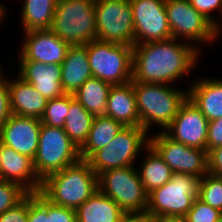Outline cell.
Returning a JSON list of instances; mask_svg holds the SVG:
<instances>
[{"instance_id":"obj_1","label":"cell","mask_w":222,"mask_h":222,"mask_svg":"<svg viewBox=\"0 0 222 222\" xmlns=\"http://www.w3.org/2000/svg\"><path fill=\"white\" fill-rule=\"evenodd\" d=\"M197 48L193 43L173 38L134 45L132 81L173 83L194 68L201 54Z\"/></svg>"},{"instance_id":"obj_2","label":"cell","mask_w":222,"mask_h":222,"mask_svg":"<svg viewBox=\"0 0 222 222\" xmlns=\"http://www.w3.org/2000/svg\"><path fill=\"white\" fill-rule=\"evenodd\" d=\"M97 190V174L87 160L80 159L46 177L39 193L54 205L76 209Z\"/></svg>"},{"instance_id":"obj_3","label":"cell","mask_w":222,"mask_h":222,"mask_svg":"<svg viewBox=\"0 0 222 222\" xmlns=\"http://www.w3.org/2000/svg\"><path fill=\"white\" fill-rule=\"evenodd\" d=\"M140 126L148 133L156 123L166 129L177 115L188 91L172 88L169 84L133 82Z\"/></svg>"},{"instance_id":"obj_4","label":"cell","mask_w":222,"mask_h":222,"mask_svg":"<svg viewBox=\"0 0 222 222\" xmlns=\"http://www.w3.org/2000/svg\"><path fill=\"white\" fill-rule=\"evenodd\" d=\"M50 30L70 46L97 40L94 0H58Z\"/></svg>"},{"instance_id":"obj_5","label":"cell","mask_w":222,"mask_h":222,"mask_svg":"<svg viewBox=\"0 0 222 222\" xmlns=\"http://www.w3.org/2000/svg\"><path fill=\"white\" fill-rule=\"evenodd\" d=\"M200 179L173 173L166 184L148 193L146 214L151 219L185 217L198 198Z\"/></svg>"},{"instance_id":"obj_6","label":"cell","mask_w":222,"mask_h":222,"mask_svg":"<svg viewBox=\"0 0 222 222\" xmlns=\"http://www.w3.org/2000/svg\"><path fill=\"white\" fill-rule=\"evenodd\" d=\"M92 76L111 85L132 81L133 47L94 40L86 44Z\"/></svg>"},{"instance_id":"obj_7","label":"cell","mask_w":222,"mask_h":222,"mask_svg":"<svg viewBox=\"0 0 222 222\" xmlns=\"http://www.w3.org/2000/svg\"><path fill=\"white\" fill-rule=\"evenodd\" d=\"M80 159L79 148L63 128L41 125L38 150L33 159L35 172L41 181Z\"/></svg>"},{"instance_id":"obj_8","label":"cell","mask_w":222,"mask_h":222,"mask_svg":"<svg viewBox=\"0 0 222 222\" xmlns=\"http://www.w3.org/2000/svg\"><path fill=\"white\" fill-rule=\"evenodd\" d=\"M147 134L141 126H125L108 145L96 151L87 161L97 176L107 170L134 166L138 154L149 145Z\"/></svg>"},{"instance_id":"obj_9","label":"cell","mask_w":222,"mask_h":222,"mask_svg":"<svg viewBox=\"0 0 222 222\" xmlns=\"http://www.w3.org/2000/svg\"><path fill=\"white\" fill-rule=\"evenodd\" d=\"M98 189L125 213H146L148 194L134 166L102 172L98 176Z\"/></svg>"},{"instance_id":"obj_10","label":"cell","mask_w":222,"mask_h":222,"mask_svg":"<svg viewBox=\"0 0 222 222\" xmlns=\"http://www.w3.org/2000/svg\"><path fill=\"white\" fill-rule=\"evenodd\" d=\"M97 40L135 45L130 0H95Z\"/></svg>"},{"instance_id":"obj_11","label":"cell","mask_w":222,"mask_h":222,"mask_svg":"<svg viewBox=\"0 0 222 222\" xmlns=\"http://www.w3.org/2000/svg\"><path fill=\"white\" fill-rule=\"evenodd\" d=\"M165 9L173 39L208 44L219 36L218 29L188 0H165Z\"/></svg>"},{"instance_id":"obj_12","label":"cell","mask_w":222,"mask_h":222,"mask_svg":"<svg viewBox=\"0 0 222 222\" xmlns=\"http://www.w3.org/2000/svg\"><path fill=\"white\" fill-rule=\"evenodd\" d=\"M149 144L158 152L173 173L202 178L208 173L207 151L188 147L168 137L162 130L149 136Z\"/></svg>"},{"instance_id":"obj_13","label":"cell","mask_w":222,"mask_h":222,"mask_svg":"<svg viewBox=\"0 0 222 222\" xmlns=\"http://www.w3.org/2000/svg\"><path fill=\"white\" fill-rule=\"evenodd\" d=\"M135 32V45L172 38L165 0H130Z\"/></svg>"},{"instance_id":"obj_14","label":"cell","mask_w":222,"mask_h":222,"mask_svg":"<svg viewBox=\"0 0 222 222\" xmlns=\"http://www.w3.org/2000/svg\"><path fill=\"white\" fill-rule=\"evenodd\" d=\"M208 119L187 97L172 123L163 132L171 139L207 151Z\"/></svg>"},{"instance_id":"obj_15","label":"cell","mask_w":222,"mask_h":222,"mask_svg":"<svg viewBox=\"0 0 222 222\" xmlns=\"http://www.w3.org/2000/svg\"><path fill=\"white\" fill-rule=\"evenodd\" d=\"M24 36L18 61L61 65L70 47L50 29L24 32Z\"/></svg>"},{"instance_id":"obj_16","label":"cell","mask_w":222,"mask_h":222,"mask_svg":"<svg viewBox=\"0 0 222 222\" xmlns=\"http://www.w3.org/2000/svg\"><path fill=\"white\" fill-rule=\"evenodd\" d=\"M41 119L12 114L0 129L3 145L34 159L38 150Z\"/></svg>"},{"instance_id":"obj_17","label":"cell","mask_w":222,"mask_h":222,"mask_svg":"<svg viewBox=\"0 0 222 222\" xmlns=\"http://www.w3.org/2000/svg\"><path fill=\"white\" fill-rule=\"evenodd\" d=\"M0 180L19 184L29 193L40 191L42 181L38 178L33 159L2 145Z\"/></svg>"},{"instance_id":"obj_18","label":"cell","mask_w":222,"mask_h":222,"mask_svg":"<svg viewBox=\"0 0 222 222\" xmlns=\"http://www.w3.org/2000/svg\"><path fill=\"white\" fill-rule=\"evenodd\" d=\"M19 77L48 100L65 94L61 84V65L44 64L37 61H18Z\"/></svg>"},{"instance_id":"obj_19","label":"cell","mask_w":222,"mask_h":222,"mask_svg":"<svg viewBox=\"0 0 222 222\" xmlns=\"http://www.w3.org/2000/svg\"><path fill=\"white\" fill-rule=\"evenodd\" d=\"M7 79L12 114L41 119L48 99L21 77Z\"/></svg>"},{"instance_id":"obj_20","label":"cell","mask_w":222,"mask_h":222,"mask_svg":"<svg viewBox=\"0 0 222 222\" xmlns=\"http://www.w3.org/2000/svg\"><path fill=\"white\" fill-rule=\"evenodd\" d=\"M105 116L113 118L124 126H140L133 81L122 85H112Z\"/></svg>"},{"instance_id":"obj_21","label":"cell","mask_w":222,"mask_h":222,"mask_svg":"<svg viewBox=\"0 0 222 222\" xmlns=\"http://www.w3.org/2000/svg\"><path fill=\"white\" fill-rule=\"evenodd\" d=\"M61 84L65 93L74 94L88 79L92 78L86 44L70 46L61 64Z\"/></svg>"},{"instance_id":"obj_22","label":"cell","mask_w":222,"mask_h":222,"mask_svg":"<svg viewBox=\"0 0 222 222\" xmlns=\"http://www.w3.org/2000/svg\"><path fill=\"white\" fill-rule=\"evenodd\" d=\"M188 97L208 121L222 117V79H198L188 89Z\"/></svg>"},{"instance_id":"obj_23","label":"cell","mask_w":222,"mask_h":222,"mask_svg":"<svg viewBox=\"0 0 222 222\" xmlns=\"http://www.w3.org/2000/svg\"><path fill=\"white\" fill-rule=\"evenodd\" d=\"M75 213L77 222H119L125 212L98 189Z\"/></svg>"},{"instance_id":"obj_24","label":"cell","mask_w":222,"mask_h":222,"mask_svg":"<svg viewBox=\"0 0 222 222\" xmlns=\"http://www.w3.org/2000/svg\"><path fill=\"white\" fill-rule=\"evenodd\" d=\"M125 126L107 116L94 117L87 140L79 148L80 158L88 160L96 151L108 145Z\"/></svg>"},{"instance_id":"obj_25","label":"cell","mask_w":222,"mask_h":222,"mask_svg":"<svg viewBox=\"0 0 222 222\" xmlns=\"http://www.w3.org/2000/svg\"><path fill=\"white\" fill-rule=\"evenodd\" d=\"M23 1L20 19L24 32L50 29L58 0Z\"/></svg>"},{"instance_id":"obj_26","label":"cell","mask_w":222,"mask_h":222,"mask_svg":"<svg viewBox=\"0 0 222 222\" xmlns=\"http://www.w3.org/2000/svg\"><path fill=\"white\" fill-rule=\"evenodd\" d=\"M111 87V84L92 77L74 93V97L94 117L105 116Z\"/></svg>"},{"instance_id":"obj_27","label":"cell","mask_w":222,"mask_h":222,"mask_svg":"<svg viewBox=\"0 0 222 222\" xmlns=\"http://www.w3.org/2000/svg\"><path fill=\"white\" fill-rule=\"evenodd\" d=\"M145 150L148 154L138 173L144 190L148 194L166 184L172 178L173 171L150 144Z\"/></svg>"},{"instance_id":"obj_28","label":"cell","mask_w":222,"mask_h":222,"mask_svg":"<svg viewBox=\"0 0 222 222\" xmlns=\"http://www.w3.org/2000/svg\"><path fill=\"white\" fill-rule=\"evenodd\" d=\"M93 120L94 116L75 99L74 94H70V107L63 130L78 148L87 140Z\"/></svg>"},{"instance_id":"obj_29","label":"cell","mask_w":222,"mask_h":222,"mask_svg":"<svg viewBox=\"0 0 222 222\" xmlns=\"http://www.w3.org/2000/svg\"><path fill=\"white\" fill-rule=\"evenodd\" d=\"M198 199L222 212V177L205 174L200 179Z\"/></svg>"},{"instance_id":"obj_30","label":"cell","mask_w":222,"mask_h":222,"mask_svg":"<svg viewBox=\"0 0 222 222\" xmlns=\"http://www.w3.org/2000/svg\"><path fill=\"white\" fill-rule=\"evenodd\" d=\"M70 94L49 99L41 123L50 127L63 128L69 112Z\"/></svg>"},{"instance_id":"obj_31","label":"cell","mask_w":222,"mask_h":222,"mask_svg":"<svg viewBox=\"0 0 222 222\" xmlns=\"http://www.w3.org/2000/svg\"><path fill=\"white\" fill-rule=\"evenodd\" d=\"M29 192L19 184L0 180V214L20 203Z\"/></svg>"},{"instance_id":"obj_32","label":"cell","mask_w":222,"mask_h":222,"mask_svg":"<svg viewBox=\"0 0 222 222\" xmlns=\"http://www.w3.org/2000/svg\"><path fill=\"white\" fill-rule=\"evenodd\" d=\"M222 217V212L196 198L192 208L185 215L186 222H216Z\"/></svg>"},{"instance_id":"obj_33","label":"cell","mask_w":222,"mask_h":222,"mask_svg":"<svg viewBox=\"0 0 222 222\" xmlns=\"http://www.w3.org/2000/svg\"><path fill=\"white\" fill-rule=\"evenodd\" d=\"M27 222H48L47 199L39 192L28 194Z\"/></svg>"},{"instance_id":"obj_34","label":"cell","mask_w":222,"mask_h":222,"mask_svg":"<svg viewBox=\"0 0 222 222\" xmlns=\"http://www.w3.org/2000/svg\"><path fill=\"white\" fill-rule=\"evenodd\" d=\"M189 3L198 11L200 12L204 17H206L217 29L218 34H220L221 31V23L216 20L214 16H212L211 11L218 10L220 11L222 15V0H188ZM222 18V16H221ZM220 24V25H219Z\"/></svg>"},{"instance_id":"obj_35","label":"cell","mask_w":222,"mask_h":222,"mask_svg":"<svg viewBox=\"0 0 222 222\" xmlns=\"http://www.w3.org/2000/svg\"><path fill=\"white\" fill-rule=\"evenodd\" d=\"M48 222H77L75 209L61 207L47 200Z\"/></svg>"},{"instance_id":"obj_36","label":"cell","mask_w":222,"mask_h":222,"mask_svg":"<svg viewBox=\"0 0 222 222\" xmlns=\"http://www.w3.org/2000/svg\"><path fill=\"white\" fill-rule=\"evenodd\" d=\"M28 195L16 206L0 214V222H27Z\"/></svg>"},{"instance_id":"obj_37","label":"cell","mask_w":222,"mask_h":222,"mask_svg":"<svg viewBox=\"0 0 222 222\" xmlns=\"http://www.w3.org/2000/svg\"><path fill=\"white\" fill-rule=\"evenodd\" d=\"M12 115L7 79L0 80V129Z\"/></svg>"},{"instance_id":"obj_38","label":"cell","mask_w":222,"mask_h":222,"mask_svg":"<svg viewBox=\"0 0 222 222\" xmlns=\"http://www.w3.org/2000/svg\"><path fill=\"white\" fill-rule=\"evenodd\" d=\"M219 146H222V117L208 123L207 153Z\"/></svg>"},{"instance_id":"obj_39","label":"cell","mask_w":222,"mask_h":222,"mask_svg":"<svg viewBox=\"0 0 222 222\" xmlns=\"http://www.w3.org/2000/svg\"><path fill=\"white\" fill-rule=\"evenodd\" d=\"M207 159L208 172L222 177V146L210 150Z\"/></svg>"},{"instance_id":"obj_40","label":"cell","mask_w":222,"mask_h":222,"mask_svg":"<svg viewBox=\"0 0 222 222\" xmlns=\"http://www.w3.org/2000/svg\"><path fill=\"white\" fill-rule=\"evenodd\" d=\"M151 220L146 213H124L119 222H151Z\"/></svg>"},{"instance_id":"obj_41","label":"cell","mask_w":222,"mask_h":222,"mask_svg":"<svg viewBox=\"0 0 222 222\" xmlns=\"http://www.w3.org/2000/svg\"><path fill=\"white\" fill-rule=\"evenodd\" d=\"M151 222H186V219L184 217H162V218H156L152 219Z\"/></svg>"},{"instance_id":"obj_42","label":"cell","mask_w":222,"mask_h":222,"mask_svg":"<svg viewBox=\"0 0 222 222\" xmlns=\"http://www.w3.org/2000/svg\"><path fill=\"white\" fill-rule=\"evenodd\" d=\"M2 5L3 4L0 3V24H1V21L3 20V18H4V15H5L4 12H6V10L4 8V5L3 6Z\"/></svg>"},{"instance_id":"obj_43","label":"cell","mask_w":222,"mask_h":222,"mask_svg":"<svg viewBox=\"0 0 222 222\" xmlns=\"http://www.w3.org/2000/svg\"><path fill=\"white\" fill-rule=\"evenodd\" d=\"M2 145H3V143H2V140H1V137H0V168H1V159H2Z\"/></svg>"},{"instance_id":"obj_44","label":"cell","mask_w":222,"mask_h":222,"mask_svg":"<svg viewBox=\"0 0 222 222\" xmlns=\"http://www.w3.org/2000/svg\"><path fill=\"white\" fill-rule=\"evenodd\" d=\"M3 79V76H2V70H1V66H0V80Z\"/></svg>"},{"instance_id":"obj_45","label":"cell","mask_w":222,"mask_h":222,"mask_svg":"<svg viewBox=\"0 0 222 222\" xmlns=\"http://www.w3.org/2000/svg\"><path fill=\"white\" fill-rule=\"evenodd\" d=\"M216 222H222V217L219 220H217Z\"/></svg>"}]
</instances>
